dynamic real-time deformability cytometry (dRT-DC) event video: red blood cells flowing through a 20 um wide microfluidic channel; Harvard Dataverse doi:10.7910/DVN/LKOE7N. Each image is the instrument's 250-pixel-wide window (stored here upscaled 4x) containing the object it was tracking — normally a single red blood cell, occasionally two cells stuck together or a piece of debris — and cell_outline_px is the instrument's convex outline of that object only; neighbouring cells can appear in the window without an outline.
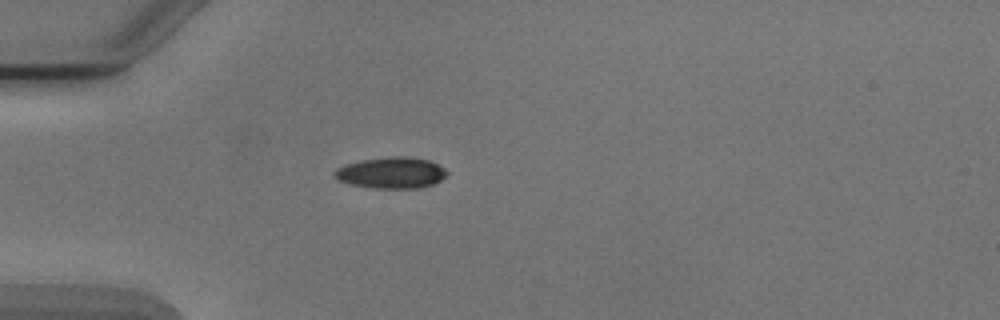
{"species": "Egyptian fruit bat (a non-hibernating species)", "species_latin": "Rousettus aegyptiacus", "temperature_condition": "cold", "stored_images_in_passage": 4, "camera_frame_rate_fps": 3000, "um_per_image_px": 0.085, "animal": {"sex": "male"}, "frame": {"image": 1, "passage_image": 4, "time_ms": 3.667, "image_size_px": [1000, 320], "cell_outline_px": [[448, 172], [440, 180], [432, 184], [416, 188], [376, 188], [352, 184], [340, 180], [332, 172], [336, 168], [344, 164], [360, 160], [388, 156], [408, 156], [428, 160], [444, 168]], "centroid_in_image_um": [33.24, 14.66], "position_along_channel_um": 51.8, "area_um2": 20.29}}